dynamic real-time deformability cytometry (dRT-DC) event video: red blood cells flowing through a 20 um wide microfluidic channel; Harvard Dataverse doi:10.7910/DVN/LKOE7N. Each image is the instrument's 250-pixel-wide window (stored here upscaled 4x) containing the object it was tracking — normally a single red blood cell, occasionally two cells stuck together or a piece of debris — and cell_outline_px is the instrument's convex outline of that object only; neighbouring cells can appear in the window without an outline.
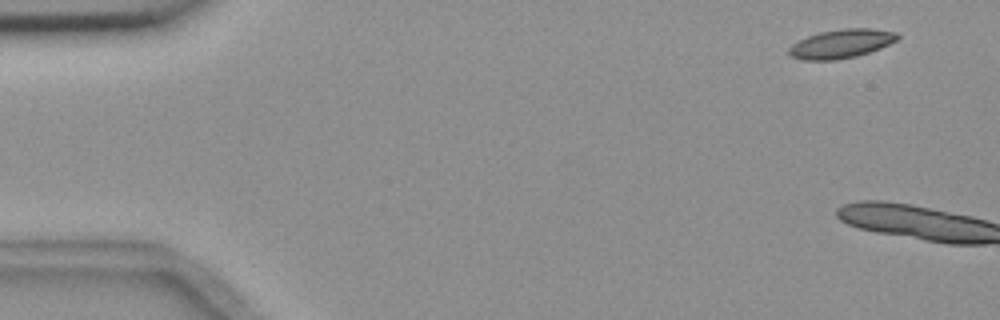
{"species": "common noctule bat (a hibernating species)", "species_latin": "Nyctalus noctula", "temperature_condition": "room temperature", "stored_images_in_passage": 6, "camera_frame_rate_fps": 3000, "um_per_image_px": 0.085, "animal": {"sex": "female", "body_mass_g": 18.4}, "frame": {"image": 1, "passage_image": 1, "time_ms": 0.0, "image_size_px": [1000, 320], "cell_outline_px": [[900, 36], [896, 40], [880, 48], [856, 56], [836, 60], [800, 60], [792, 56], [788, 52], [788, 48], [792, 44], [808, 36], [820, 32], [844, 28], [868, 28], [896, 32]], "centroid_in_image_um": [71.49, 3.72], "position_along_channel_um": 13.5, "area_um2": 18.09}}